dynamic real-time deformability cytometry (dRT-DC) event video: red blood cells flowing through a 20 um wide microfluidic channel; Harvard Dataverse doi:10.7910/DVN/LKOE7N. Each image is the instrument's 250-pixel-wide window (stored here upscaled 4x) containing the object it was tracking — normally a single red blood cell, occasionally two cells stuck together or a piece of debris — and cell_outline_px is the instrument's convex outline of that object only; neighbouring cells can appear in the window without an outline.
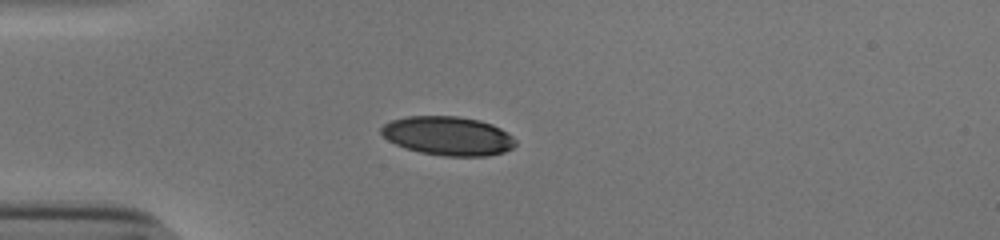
{"species": "human", "species_latin": "Homo sapiens", "temperature_condition": "cold", "stored_images_in_passage": 39, "camera_frame_rate_fps": 3000, "um_per_image_px": 0.085, "donor": {"sex": "male"}, "frame": {"image": 1, "passage_image": 1, "time_ms": 0.0, "image_size_px": [1000, 240], "cell_outline_px": [[516, 144], [512, 148], [504, 152], [488, 156], [444, 156], [420, 152], [404, 148], [388, 140], [380, 132], [380, 128], [384, 124], [392, 120], [408, 116], [460, 116], [480, 120], [492, 124], [508, 132], [516, 140]], "centroid_in_image_um": [38.09, 11.55], "position_along_channel_um": 46.9, "area_um2": 30.63}}
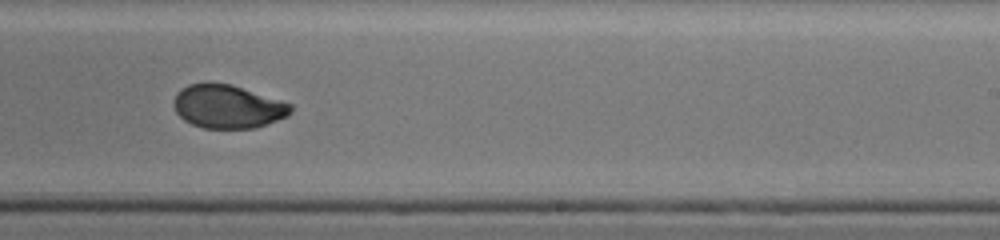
{"frame": {"image": 2, "passage_image": 20, "time_ms": 6.333, "image_size_px": [1000, 240], "cell_outline_px": [[292, 112], [288, 116], [256, 128], [204, 128], [192, 124], [184, 120], [176, 112], [172, 104], [172, 100], [176, 92], [180, 88], [188, 84], [232, 84], [292, 104]], "centroid_in_image_um": [19.34, 9.06], "position_along_channel_um": 269.7, "area_um2": 29.59}}
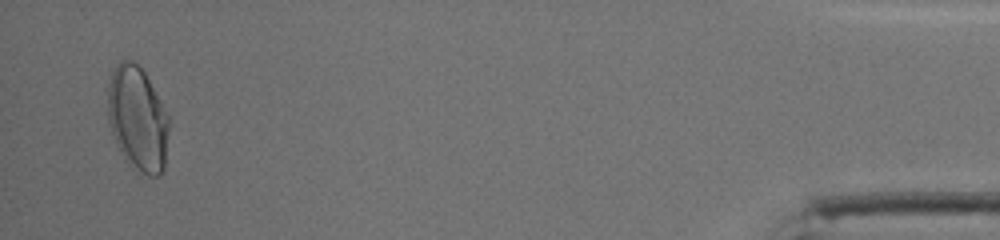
{"frame": {"image": 3, "passage_image": 38, "time_ms": 12.333, "image_size_px": [1000, 240], "cell_outline_px": [[168, 128], [164, 168], [160, 176], [148, 176], [132, 168], [128, 164], [120, 152], [116, 144], [112, 132], [108, 116], [108, 84], [112, 72], [116, 64], [120, 60], [132, 60], [144, 72], [168, 116]], "centroid_in_image_um": [11.67, 10.12], "position_along_channel_um": 423.5, "area_um2": 36.93}, "authors_computed_cell_mechanics": {"area_um2": 31.2698, "velocity_mm_per_s": 3.8561, "shape_relaxation_time_tau1_ms": 5.4712, "shape_relaxation_time_tau2_ms": 1.0786, "deformation_change_tau1": 0.186, "deformation_change_tau2": 0.0377}}